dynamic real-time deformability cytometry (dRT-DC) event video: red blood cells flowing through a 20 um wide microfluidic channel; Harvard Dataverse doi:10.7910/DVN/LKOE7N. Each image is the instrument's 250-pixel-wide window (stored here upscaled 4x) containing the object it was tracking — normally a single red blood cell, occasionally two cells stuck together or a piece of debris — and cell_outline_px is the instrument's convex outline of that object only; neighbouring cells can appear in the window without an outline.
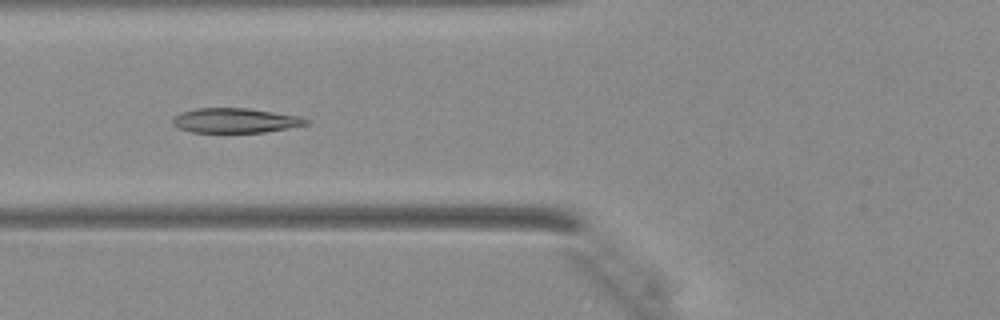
{"species": "Egyptian fruit bat (a non-hibernating species)", "species_latin": "Rousettus aegyptiacus", "temperature_condition": "warm", "stored_images_in_passage": 33, "camera_frame_rate_fps": 3000, "um_per_image_px": 0.085, "animal": {"sex": "female"}, "frame": {"image": 1, "passage_image": 7, "time_ms": 2.0, "image_size_px": [1000, 320], "cell_outline_px": [[308, 124], [264, 132], [192, 132], [180, 128], [172, 124], [172, 120], [176, 116], [184, 112], [196, 108], [248, 108], [300, 116], [308, 120]], "centroid_in_image_um": [20.0, 10.24], "position_along_channel_um": 105.8, "area_um2": 18.9}}
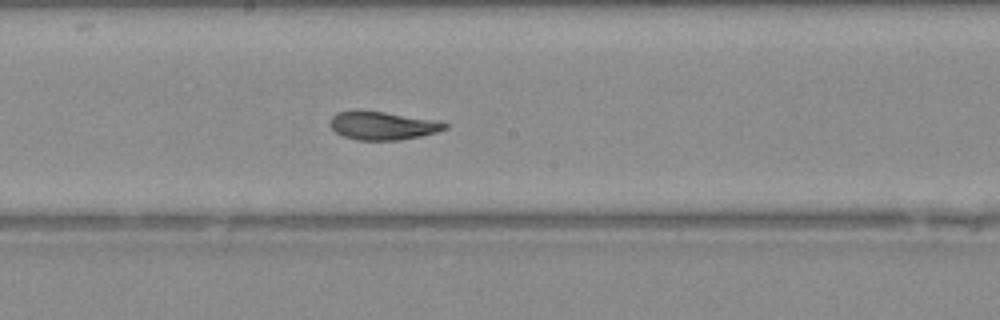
{"frame": {"image": 2, "passage_image": 14, "time_ms": 4.333, "image_size_px": [1000, 320], "cell_outline_px": [[448, 128], [436, 132], [420, 136], [400, 140], [356, 140], [344, 136], [336, 132], [328, 124], [328, 120], [336, 112], [384, 112], [440, 120], [448, 124]], "centroid_in_image_um": [32.56, 10.69], "position_along_channel_um": 215.6, "area_um2": 18.79}}
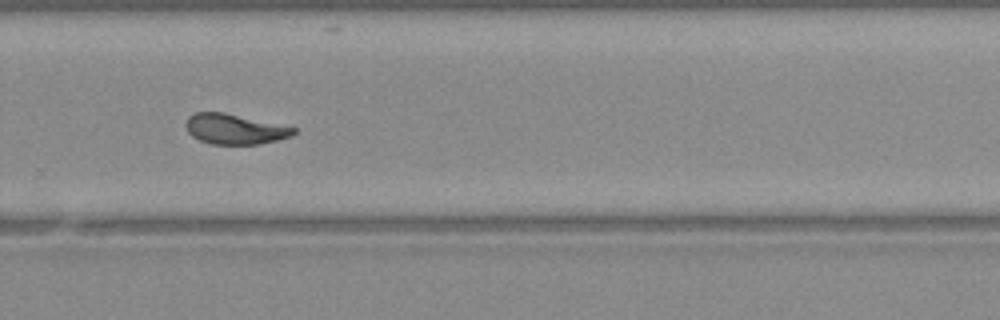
{"frame": {"image": 3, "passage_image": 20, "time_ms": 6.333, "image_size_px": [1000, 320], "cell_outline_px": [[296, 132], [292, 136], [260, 144], [212, 144], [200, 140], [192, 136], [188, 132], [184, 124], [188, 116], [196, 112], [224, 112], [296, 128]], "centroid_in_image_um": [19.92, 10.97], "position_along_channel_um": 309.9, "area_um2": 18.9}}